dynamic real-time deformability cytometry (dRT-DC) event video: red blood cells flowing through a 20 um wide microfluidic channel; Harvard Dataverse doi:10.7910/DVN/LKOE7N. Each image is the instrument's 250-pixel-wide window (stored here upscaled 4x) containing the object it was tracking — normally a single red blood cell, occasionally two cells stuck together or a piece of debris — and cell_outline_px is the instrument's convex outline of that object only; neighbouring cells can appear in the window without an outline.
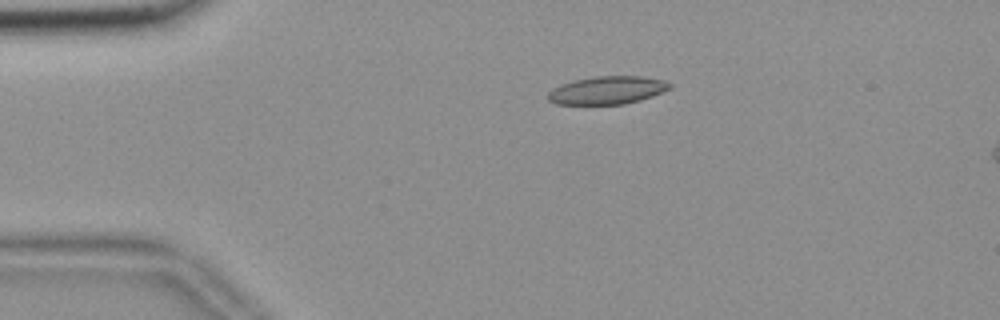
{"species": "common noctule bat (a hibernating species)", "species_latin": "Nyctalus noctula", "temperature_condition": "room temperature", "stored_images_in_passage": 7, "camera_frame_rate_fps": 3000, "um_per_image_px": 0.085, "animal": {"sex": "female", "body_mass_g": 18.4}, "frame": {"image": 1, "passage_image": 1, "time_ms": 0.0, "image_size_px": [1000, 320], "cell_outline_px": [[672, 88], [652, 96], [640, 100], [624, 104], [556, 104], [548, 100], [548, 92], [552, 88], [560, 84], [572, 80], [596, 76], [640, 76], [664, 80], [672, 84]], "centroid_in_image_um": [51.61, 7.66], "position_along_channel_um": 33.4, "area_um2": 19.94}}